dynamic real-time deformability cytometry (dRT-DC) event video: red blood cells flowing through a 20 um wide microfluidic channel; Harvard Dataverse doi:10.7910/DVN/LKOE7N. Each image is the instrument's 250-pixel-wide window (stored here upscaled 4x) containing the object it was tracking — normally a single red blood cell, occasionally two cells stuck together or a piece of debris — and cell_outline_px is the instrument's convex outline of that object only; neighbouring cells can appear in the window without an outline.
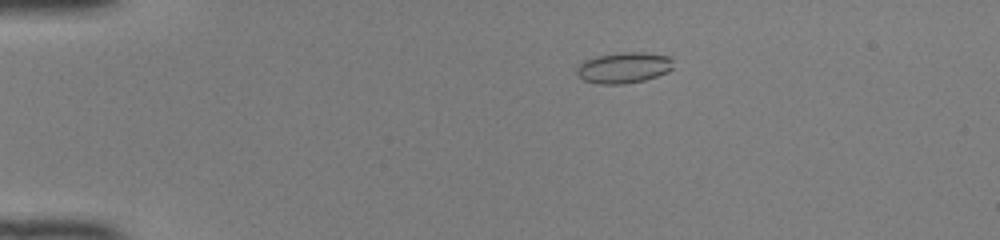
{"species": "common noctule bat (a hibernating species)", "species_latin": "Nyctalus noctula", "temperature_condition": "room temperature", "stored_images_in_passage": 42, "camera_frame_rate_fps": 3000, "um_per_image_px": 0.085, "animal": {"sex": "female", "body_mass_g": 22.0, "forearm_length_mm": 56.7}, "frame": {"image": 1, "passage_image": 3, "time_ms": 0.667, "image_size_px": [1000, 240], "cell_outline_px": [[672, 68], [668, 72], [644, 80], [624, 84], [600, 84], [584, 80], [576, 76], [576, 68], [584, 60], [596, 56], [624, 52], [644, 52], [668, 56], [672, 60]], "centroid_in_image_um": [52.99, 5.75], "position_along_channel_um": 32.0, "area_um2": 17.4}}
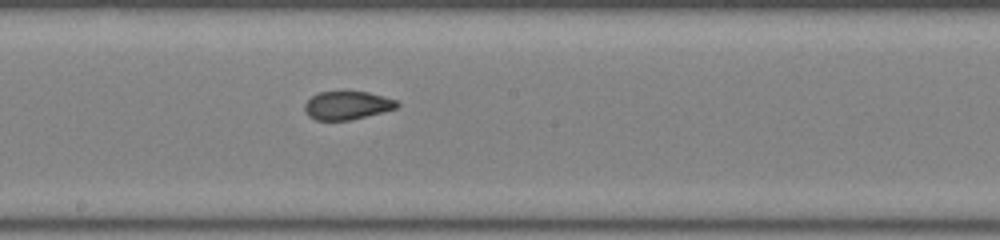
{"frame": {"image": 2, "passage_image": 21, "time_ms": 6.667, "image_size_px": [1000, 240], "cell_outline_px": [[400, 104], [396, 108], [384, 112], [348, 120], [316, 120], [308, 116], [304, 108], [304, 104], [312, 96], [320, 92], [368, 92], [384, 96], [396, 100]], "centroid_in_image_um": [29.52, 8.96], "position_along_channel_um": 218.7, "area_um2": 15.14}}
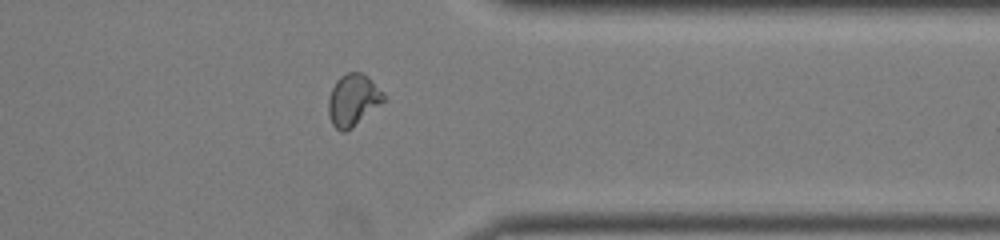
{"frame": {"image": 3, "passage_image": 33, "time_ms": 10.667, "image_size_px": [1000, 240], "cell_outline_px": [[388, 100], [352, 128], [344, 132], [340, 132], [332, 124], [328, 112], [328, 100], [332, 88], [336, 80], [340, 76], [348, 72], [360, 72], [368, 76], [388, 96]], "centroid_in_image_um": [30.06, 8.51], "position_along_channel_um": 381.3, "area_um2": 17.17}, "authors_computed_cell_mechanics": {"area_um2": 16.4441, "velocity_mm_per_s": 4.1536, "shape_relaxation_time_tau1_ms": null, "shape_relaxation_time_tau2_ms": 0.9082, "deformation_change_tau1": null, "deformation_change_tau2": 0.0623}}